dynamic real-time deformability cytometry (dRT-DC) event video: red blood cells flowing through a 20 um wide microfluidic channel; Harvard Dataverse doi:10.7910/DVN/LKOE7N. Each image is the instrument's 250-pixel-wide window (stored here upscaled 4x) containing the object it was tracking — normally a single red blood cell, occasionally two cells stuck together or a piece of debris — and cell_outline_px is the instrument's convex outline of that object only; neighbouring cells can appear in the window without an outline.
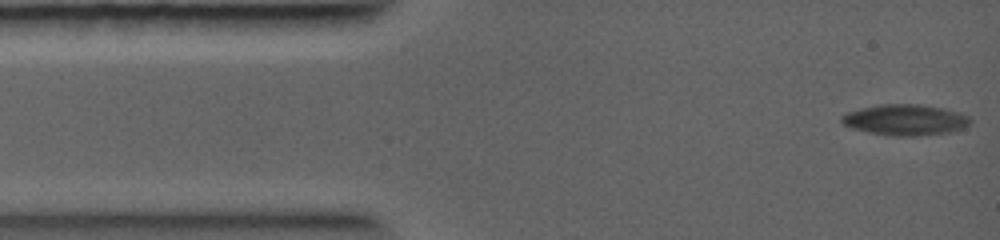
{"species": "common noctule bat (a hibernating species)", "species_latin": "Nyctalus noctula", "temperature_condition": "warm", "stored_images_in_passage": 79, "camera_frame_rate_fps": 5000, "um_per_image_px": 0.085, "animal": {"sex": "female", "body_mass_g": 19.0, "forearm_length_mm": 56.7}, "frame": {"image": 1, "passage_image": 1, "time_ms": 0.0, "image_size_px": [1000, 240], "cell_outline_px": [[972, 120], [968, 124], [960, 128], [948, 132], [916, 136], [896, 136], [868, 132], [852, 128], [844, 124], [840, 120], [840, 116], [848, 112], [860, 108], [880, 104], [920, 104], [944, 108], [968, 116]], "centroid_in_image_um": [76.9, 10.18], "position_along_channel_um": 8.1, "area_um2": 22.95}}
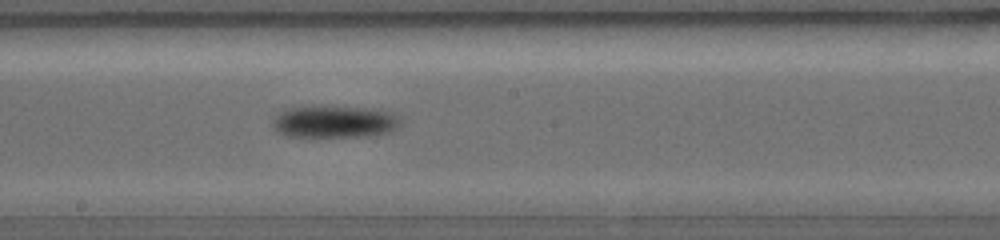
{"frame": {"image": 2, "passage_image": 36, "time_ms": 5.2, "image_size_px": [1000, 240], "cell_outline_px": [[400, 128], [388, 132], [368, 136], [288, 136], [276, 132], [272, 128], [272, 120], [280, 112], [288, 108], [380, 108], [396, 112], [400, 116]], "centroid_in_image_um": [28.52, 10.36], "position_along_channel_um": 219.7, "area_um2": 23.76}}
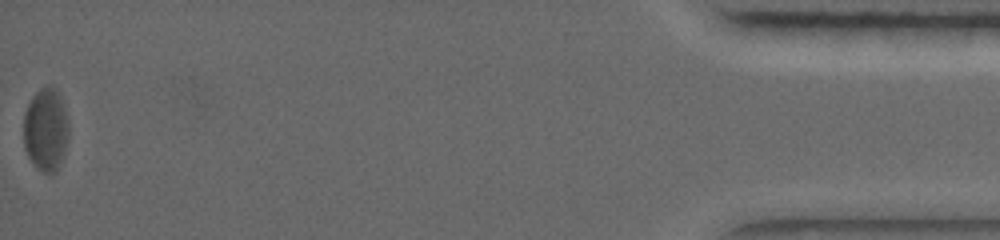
{"frame": {"image": 3, "passage_image": 79, "time_ms": 11.4, "image_size_px": [1000, 240], "cell_outline_px": [[68, 140], [64, 152], [56, 172], [52, 176], [44, 172], [32, 164], [24, 148], [24, 112], [32, 96], [40, 88], [48, 84], [56, 88], [64, 104], [68, 120]], "centroid_in_image_um": [3.9, 11.01], "position_along_channel_um": 431.3, "area_um2": 22.2}}